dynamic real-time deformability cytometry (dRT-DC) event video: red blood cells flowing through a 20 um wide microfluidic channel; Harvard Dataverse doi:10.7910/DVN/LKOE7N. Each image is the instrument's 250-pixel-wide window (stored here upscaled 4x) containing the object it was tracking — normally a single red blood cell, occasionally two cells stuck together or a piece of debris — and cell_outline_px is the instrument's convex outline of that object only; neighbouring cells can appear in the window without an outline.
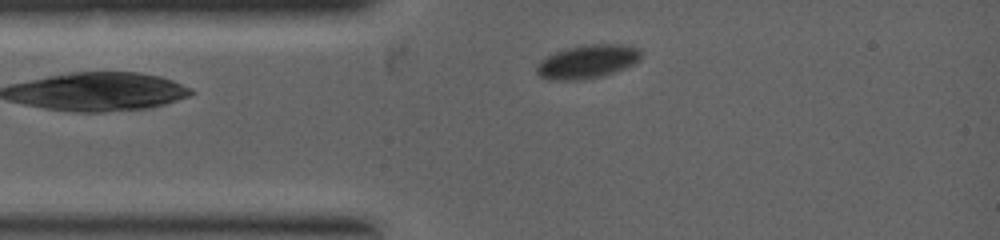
{"species": "common noctule bat (a hibernating species)", "species_latin": "Nyctalus noctula", "temperature_condition": "warm", "stored_images_in_passage": 3, "camera_frame_rate_fps": 5000, "um_per_image_px": 0.085, "animal": {"sex": "female", "body_mass_g": 19.0, "forearm_length_mm": 53.3}, "frame": {"image": 1, "passage_image": 2, "time_ms": 0.4, "image_size_px": [1000, 240], "cell_outline_px": [[640, 56], [632, 64], [624, 68], [600, 76], [576, 80], [552, 80], [540, 76], [536, 72], [536, 68], [548, 56], [556, 52], [568, 48], [584, 44], [624, 44], [636, 48], [640, 52]], "centroid_in_image_um": [49.92, 5.23], "position_along_channel_um": 35.1, "area_um2": 19.77}}